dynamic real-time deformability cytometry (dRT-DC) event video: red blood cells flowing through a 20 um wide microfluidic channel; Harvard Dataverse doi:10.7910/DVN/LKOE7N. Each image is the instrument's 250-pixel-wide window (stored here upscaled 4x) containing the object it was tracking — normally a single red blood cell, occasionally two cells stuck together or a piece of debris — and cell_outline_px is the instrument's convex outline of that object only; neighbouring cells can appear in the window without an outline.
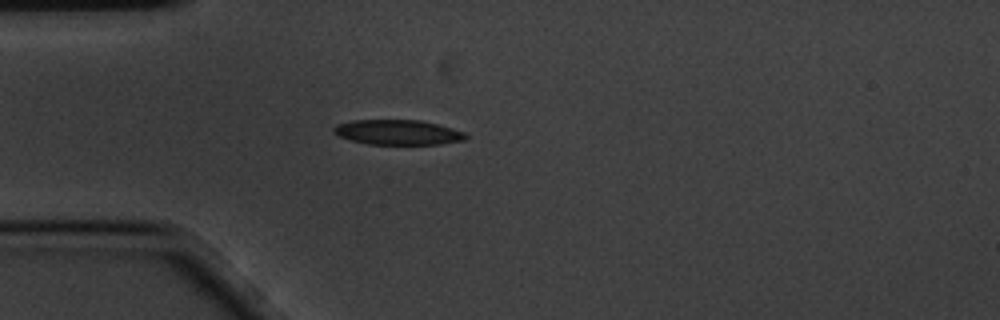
{"species": "common noctule bat (a hibernating species)", "species_latin": "Nyctalus noctula", "temperature_condition": "cold", "stored_images_in_passage": 4, "camera_frame_rate_fps": 3000, "um_per_image_px": 0.085, "animal": {"sex": "male", "body_mass_g": 20.1, "forearm_length_mm": 53.5}, "frame": {"image": 1, "passage_image": 3, "time_ms": 0.667, "image_size_px": [1000, 320], "cell_outline_px": [[468, 136], [464, 140], [440, 144], [368, 144], [348, 140], [332, 132], [332, 128], [336, 124], [352, 120], [420, 120], [452, 128], [464, 132]], "centroid_in_image_um": [33.77, 11.24], "position_along_channel_um": 51.2, "area_um2": 19.25}}